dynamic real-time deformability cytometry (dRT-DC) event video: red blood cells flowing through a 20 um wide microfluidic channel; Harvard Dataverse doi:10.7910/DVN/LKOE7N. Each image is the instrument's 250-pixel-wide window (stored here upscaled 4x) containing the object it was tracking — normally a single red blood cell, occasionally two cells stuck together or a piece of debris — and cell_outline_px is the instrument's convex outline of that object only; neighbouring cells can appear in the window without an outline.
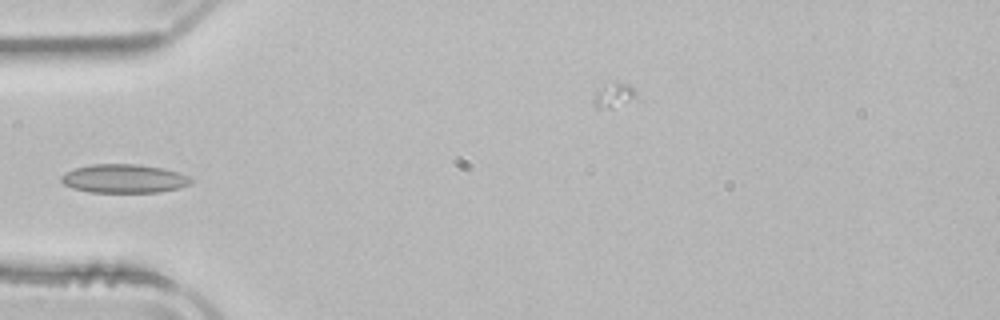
{"species": "common noctule bat (a hibernating species)", "species_latin": "Nyctalus noctula", "temperature_condition": "room temperature", "stored_images_in_passage": 37, "camera_frame_rate_fps": 3000, "um_per_image_px": 0.085, "animal": {"sex": "male", "body_mass_g": 21.5, "forearm_length_mm": 52.0}, "frame": {"image": 1, "passage_image": 1, "time_ms": 0.0, "image_size_px": [1000, 320], "cell_outline_px": [[192, 180], [188, 184], [180, 188], [160, 192], [88, 192], [72, 188], [64, 184], [60, 180], [60, 176], [64, 172], [76, 168], [92, 164], [136, 164], [164, 168], [188, 176]], "centroid_in_image_um": [10.5, 15.18], "position_along_channel_um": 74.5, "area_um2": 21.68}}
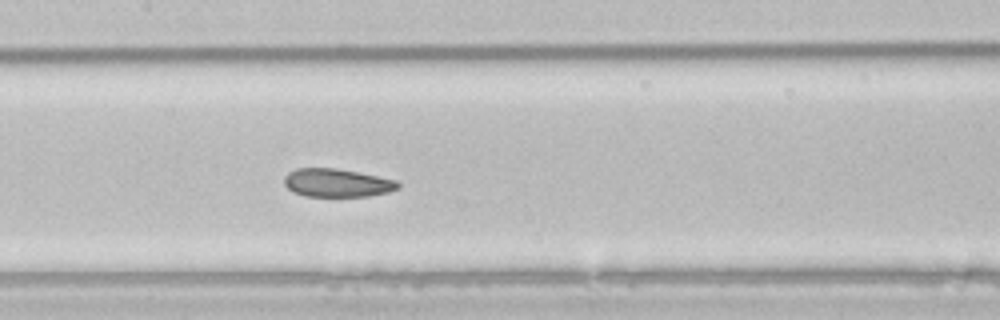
{"frame": {"image": 2, "passage_image": 9, "time_ms": 2.667, "image_size_px": [1000, 320], "cell_outline_px": [[400, 188], [388, 192], [368, 196], [304, 196], [292, 192], [284, 184], [284, 176], [288, 172], [296, 168], [336, 168], [396, 180], [400, 184]], "centroid_in_image_um": [28.61, 15.54], "position_along_channel_um": 178.8, "area_um2": 18.73}}
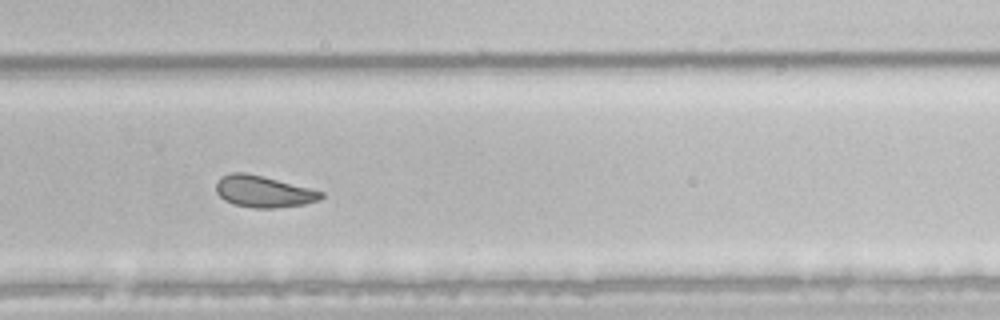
{"frame": {"image": 3, "passage_image": 19, "time_ms": 6.0, "image_size_px": [1000, 320], "cell_outline_px": [[324, 196], [320, 200], [304, 204], [276, 208], [252, 208], [236, 204], [224, 200], [216, 192], [216, 180], [220, 176], [232, 172], [244, 172], [324, 192]], "centroid_in_image_um": [22.36, 16.29], "position_along_channel_um": 307.4, "area_um2": 19.13}}